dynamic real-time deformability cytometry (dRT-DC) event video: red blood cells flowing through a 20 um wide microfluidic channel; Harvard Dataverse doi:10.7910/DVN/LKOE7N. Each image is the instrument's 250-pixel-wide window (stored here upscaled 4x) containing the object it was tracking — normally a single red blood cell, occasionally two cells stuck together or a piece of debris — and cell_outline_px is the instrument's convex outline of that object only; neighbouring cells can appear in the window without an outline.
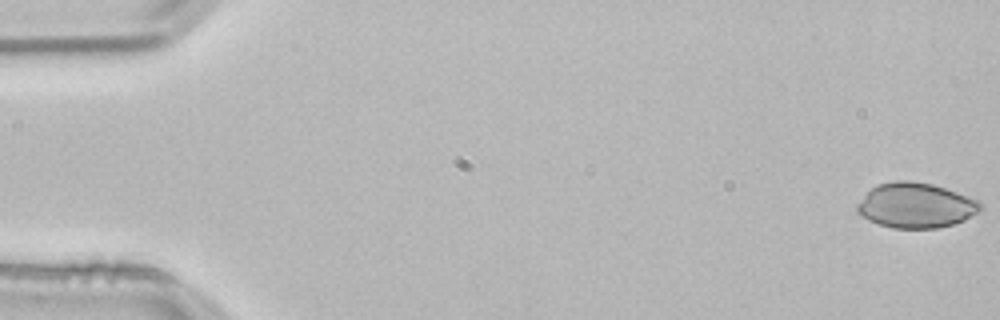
{"species": "common noctule bat (a hibernating species)", "species_latin": "Nyctalus noctula", "temperature_condition": "room temperature", "stored_images_in_passage": 16, "camera_frame_rate_fps": 3000, "um_per_image_px": 0.085, "animal": {"sex": "male", "body_mass_g": 21.5, "forearm_length_mm": 52.0}, "frame": {"image": 1, "passage_image": 1, "time_ms": 0.0, "image_size_px": [1000, 320], "cell_outline_px": [[984, 208], [964, 220], [952, 224], [936, 228], [892, 228], [868, 220], [856, 212], [856, 204], [876, 184], [896, 180], [908, 180], [932, 184], [980, 200], [984, 204]], "centroid_in_image_um": [77.85, 17.45], "position_along_channel_um": 7.2, "area_um2": 32.43}}